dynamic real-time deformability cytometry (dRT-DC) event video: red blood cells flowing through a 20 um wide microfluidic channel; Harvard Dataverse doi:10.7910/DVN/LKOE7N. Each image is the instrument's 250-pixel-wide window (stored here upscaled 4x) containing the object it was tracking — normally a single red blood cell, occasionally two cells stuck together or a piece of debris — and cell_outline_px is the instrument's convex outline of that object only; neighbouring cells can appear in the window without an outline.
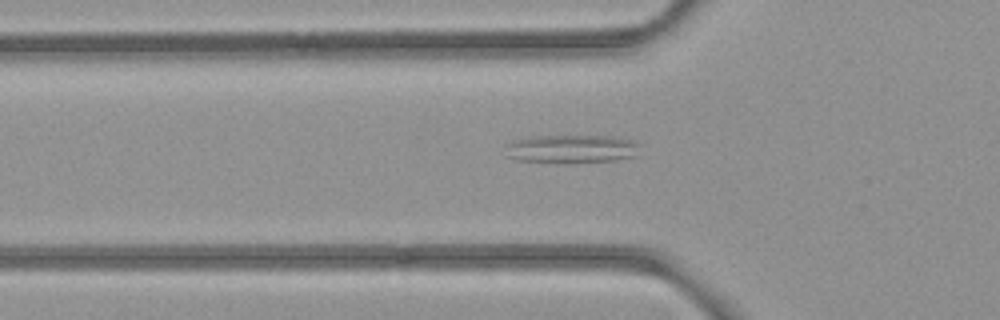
{"species": "common noctule bat (a hibernating species)", "species_latin": "Nyctalus noctula", "temperature_condition": "room temperature", "stored_images_in_passage": 32, "camera_frame_rate_fps": 3000, "um_per_image_px": 0.085, "animal": {"sex": "female", "body_mass_g": 21.9}, "frame": {"image": 1, "passage_image": 2, "time_ms": 0.333, "image_size_px": [1000, 320], "cell_outline_px": [[640, 144], [636, 156], [616, 160], [572, 164], [556, 164], [516, 160], [508, 156], [508, 144], [512, 140], [532, 136], [612, 136], [632, 140]], "centroid_in_image_um": [48.6, 12.68], "position_along_channel_um": 77.2, "area_um2": 22.77}}
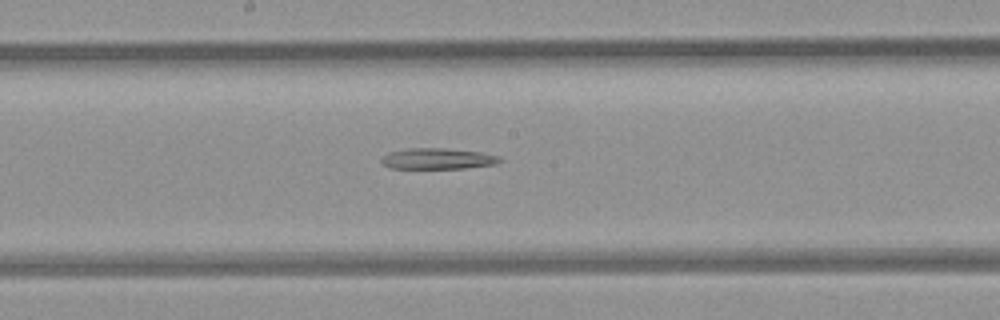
{"frame": {"image": 2, "passage_image": 12, "time_ms": 3.667, "image_size_px": [1000, 320], "cell_outline_px": [[504, 160], [496, 164], [464, 168], [388, 168], [380, 160], [388, 152], [404, 148], [444, 148], [480, 152], [500, 156]], "centroid_in_image_um": [37.21, 13.48], "position_along_channel_um": 211.0, "area_um2": 14.51}}
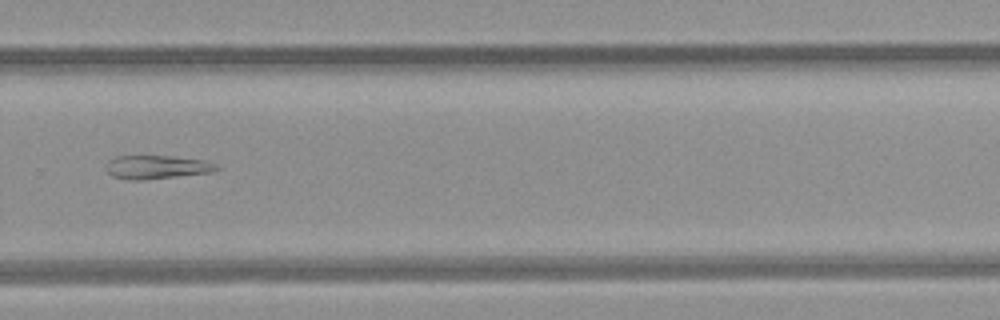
{"frame": {"image": 3, "passage_image": 20, "time_ms": 6.333, "image_size_px": [1000, 320], "cell_outline_px": [[220, 168], [212, 172], [144, 180], [132, 180], [112, 176], [108, 172], [108, 160], [116, 156], [172, 156], [204, 160], [216, 164]], "centroid_in_image_um": [13.35, 14.2], "position_along_channel_um": 316.5, "area_um2": 15.03}}